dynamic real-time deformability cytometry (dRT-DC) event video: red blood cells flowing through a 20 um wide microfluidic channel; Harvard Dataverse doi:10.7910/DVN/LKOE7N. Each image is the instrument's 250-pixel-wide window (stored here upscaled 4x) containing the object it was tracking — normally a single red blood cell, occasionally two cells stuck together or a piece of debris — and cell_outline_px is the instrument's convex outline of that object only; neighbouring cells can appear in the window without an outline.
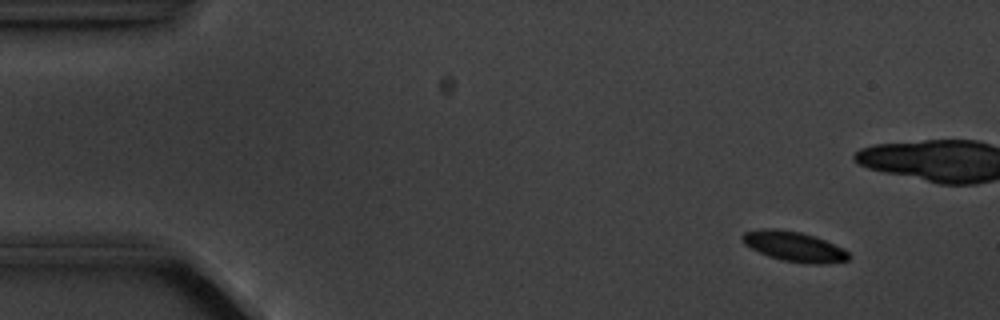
{"species": "common noctule bat (a hibernating species)", "species_latin": "Nyctalus noctula", "temperature_condition": "cold", "stored_images_in_passage": 5, "camera_frame_rate_fps": 3000, "um_per_image_px": 0.085, "animal": {"sex": "male", "body_mass_g": 20.1, "forearm_length_mm": 53.5}, "frame": {"image": 1, "passage_image": 1, "time_ms": 0.0, "image_size_px": [1000, 320], "cell_outline_px": [[848, 260], [820, 264], [804, 264], [784, 260], [768, 256], [744, 244], [740, 236], [744, 232], [764, 228], [776, 228], [800, 232], [824, 240], [844, 248], [848, 252]], "centroid_in_image_um": [67.47, 20.95], "position_along_channel_um": 17.5, "area_um2": 18.44}}